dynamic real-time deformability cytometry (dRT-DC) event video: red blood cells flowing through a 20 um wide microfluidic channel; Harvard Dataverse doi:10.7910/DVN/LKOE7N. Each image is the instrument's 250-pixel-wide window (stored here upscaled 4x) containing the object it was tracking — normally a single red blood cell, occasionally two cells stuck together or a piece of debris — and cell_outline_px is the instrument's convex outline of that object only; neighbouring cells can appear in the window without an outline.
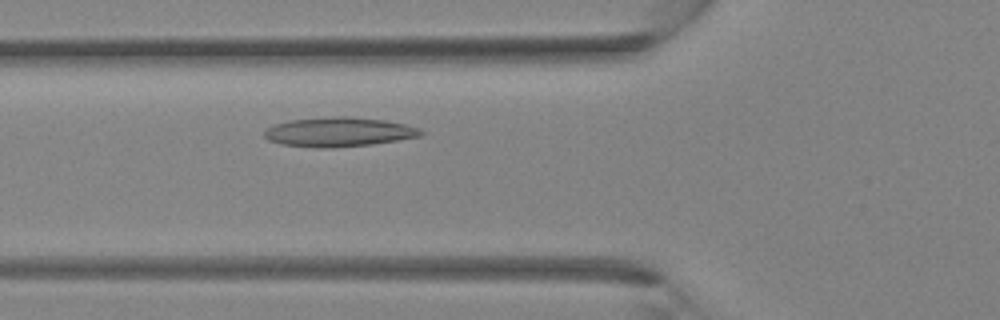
{"species": "Egyptian fruit bat (a non-hibernating species)", "species_latin": "Rousettus aegyptiacus", "temperature_condition": "room temperature", "stored_images_in_passage": 33, "camera_frame_rate_fps": 3000, "um_per_image_px": 0.085, "animal": {"sex": "female"}, "frame": {"image": 1, "passage_image": 9, "time_ms": 2.667, "image_size_px": [1000, 320], "cell_outline_px": [[424, 132], [420, 136], [372, 144], [328, 148], [316, 148], [280, 144], [268, 140], [264, 136], [264, 132], [268, 128], [276, 124], [288, 120], [332, 116], [348, 116], [384, 120], [404, 124], [420, 128]], "centroid_in_image_um": [28.77, 11.21], "position_along_channel_um": 97.0, "area_um2": 26.76}}
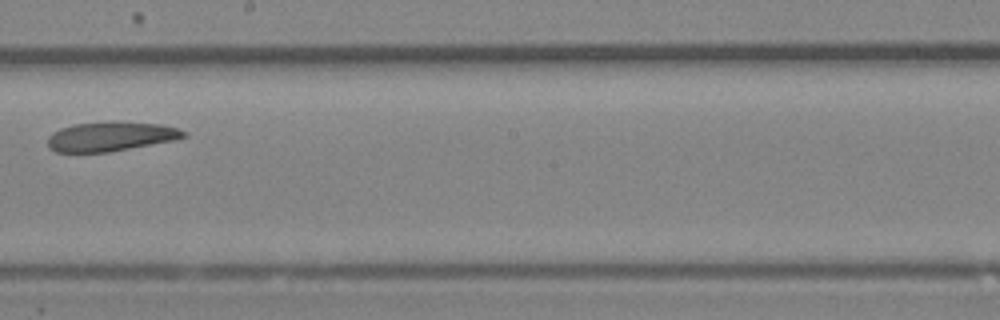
{"frame": {"image": 2, "passage_image": 17, "time_ms": 5.333, "image_size_px": [1000, 320], "cell_outline_px": [[188, 136], [176, 140], [108, 152], [56, 152], [48, 148], [48, 136], [52, 132], [60, 128], [72, 124], [112, 120], [116, 120], [160, 124], [176, 128], [184, 132]], "centroid_in_image_um": [9.38, 11.58], "position_along_channel_um": 238.8, "area_um2": 23.7}}
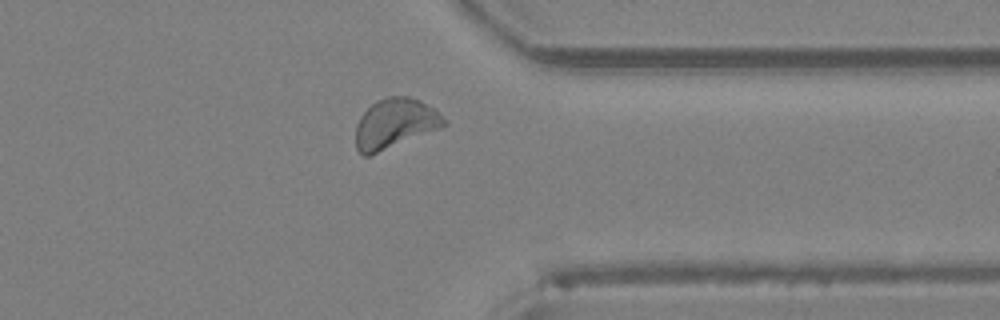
{"frame": {"image": 3, "passage_image": 25, "time_ms": 8.0, "image_size_px": [1000, 320], "cell_outline_px": [[448, 124], [440, 128], [372, 156], [364, 156], [356, 148], [356, 124], [360, 116], [376, 100], [388, 96], [408, 96], [420, 100], [432, 108]], "centroid_in_image_um": [33.52, 10.52], "position_along_channel_um": 377.9, "area_um2": 25.61}}